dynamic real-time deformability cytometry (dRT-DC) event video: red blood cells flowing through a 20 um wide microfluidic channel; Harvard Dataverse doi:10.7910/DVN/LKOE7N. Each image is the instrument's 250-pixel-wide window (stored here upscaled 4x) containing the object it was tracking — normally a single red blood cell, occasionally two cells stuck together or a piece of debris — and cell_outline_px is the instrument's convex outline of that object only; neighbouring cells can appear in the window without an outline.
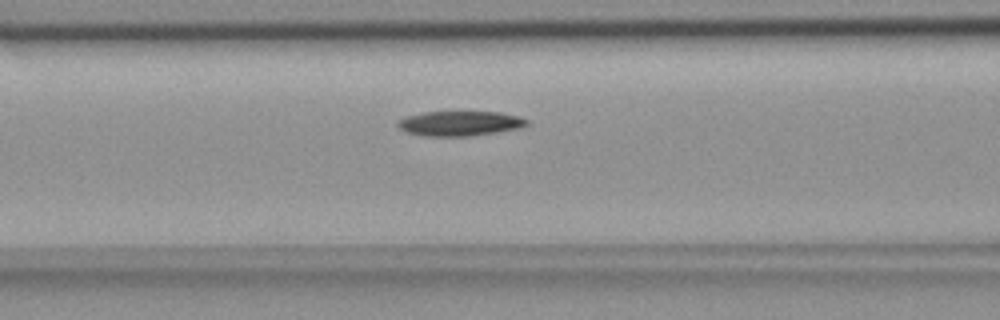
{"species": "common noctule bat (a hibernating species)", "species_latin": "Nyctalus noctula", "temperature_condition": "room temperature", "stored_images_in_passage": 42, "camera_frame_rate_fps": 3000, "um_per_image_px": 0.085, "animal": {"sex": "female", "body_mass_g": 18.4}, "frame": {"image": 1, "passage_image": 9, "time_ms": 2.667, "image_size_px": [1000, 320], "cell_outline_px": [[528, 124], [520, 128], [500, 132], [472, 136], [424, 136], [404, 132], [396, 124], [404, 116], [424, 112], [500, 112], [520, 116], [528, 120]], "centroid_in_image_um": [39.09, 10.5], "position_along_channel_um": 127.5, "area_um2": 18.9}}
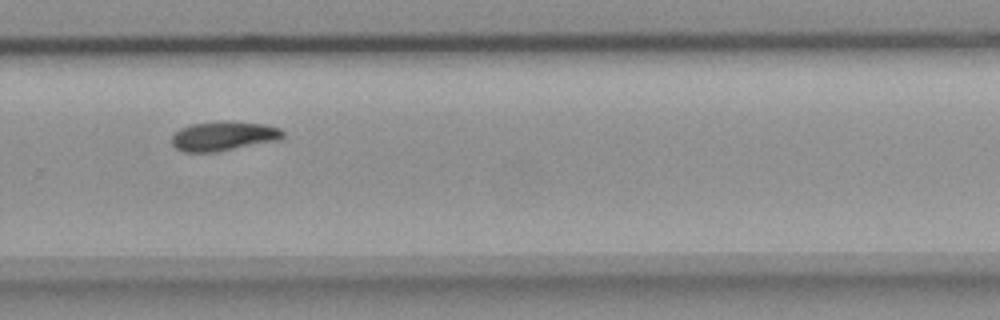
{"frame": {"image": 2, "passage_image": 24, "time_ms": 7.667, "image_size_px": [1000, 320], "cell_outline_px": [[284, 136], [280, 140], [216, 152], [184, 152], [176, 148], [172, 144], [172, 136], [180, 128], [192, 124], [228, 120], [264, 124], [280, 128], [284, 132]], "centroid_in_image_um": [19.03, 11.56], "position_along_channel_um": 310.8, "area_um2": 19.19}}
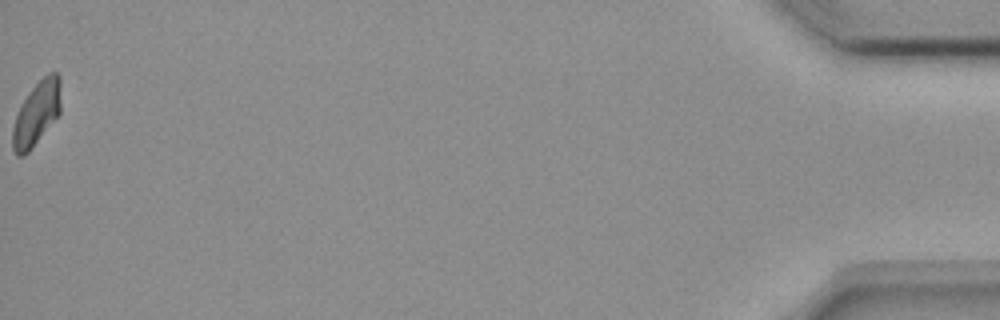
{"frame": {"image": 3, "passage_image": 42, "time_ms": 13.667, "image_size_px": [1000, 320], "cell_outline_px": [[60, 116], [28, 152], [20, 156], [16, 156], [12, 148], [12, 128], [20, 104], [28, 92], [48, 72], [56, 72], [60, 76]], "centroid_in_image_um": [3.12, 9.65], "position_along_channel_um": 432.1, "area_um2": 18.26}, "authors_computed_cell_mechanics": {"area_um2": 18.9006, "velocity_mm_per_s": 3.6749, "shape_relaxation_time_tau1_ms": 7.0421, "shape_relaxation_time_tau2_ms": null, "deformation_change_tau1": 0.171, "deformation_change_tau2": null}}